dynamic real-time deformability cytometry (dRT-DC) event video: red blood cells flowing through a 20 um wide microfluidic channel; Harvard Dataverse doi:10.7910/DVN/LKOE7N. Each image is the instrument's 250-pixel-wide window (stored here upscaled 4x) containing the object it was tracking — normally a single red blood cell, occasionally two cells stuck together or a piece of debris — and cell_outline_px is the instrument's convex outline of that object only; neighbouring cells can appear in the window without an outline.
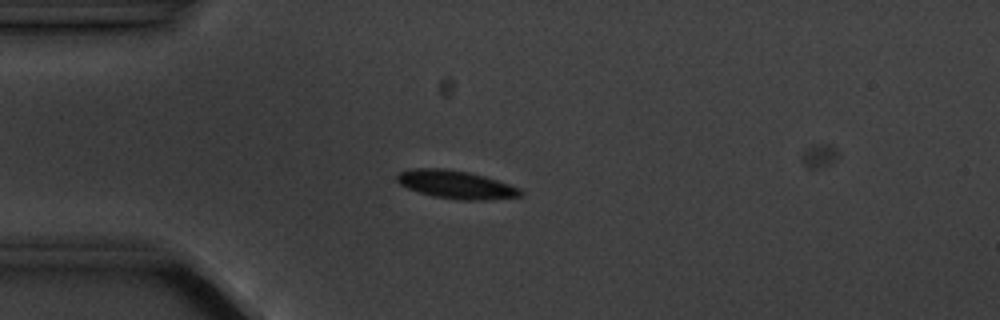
{"species": "common noctule bat (a hibernating species)", "species_latin": "Nyctalus noctula", "temperature_condition": "cold", "stored_images_in_passage": 5, "camera_frame_rate_fps": 3000, "um_per_image_px": 0.085, "animal": {"sex": "male", "body_mass_g": 20.1, "forearm_length_mm": 53.5}, "frame": {"image": 1, "passage_image": 4, "time_ms": 4.333, "image_size_px": [1000, 320], "cell_outline_px": [[524, 196], [488, 200], [460, 200], [432, 196], [408, 188], [400, 184], [396, 180], [396, 176], [400, 172], [412, 168], [444, 168], [468, 172], [484, 176], [520, 188], [524, 192]], "centroid_in_image_um": [38.78, 15.69], "position_along_channel_um": 46.2, "area_um2": 20.29}}